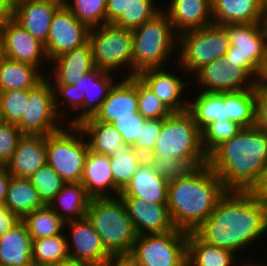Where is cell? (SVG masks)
I'll list each match as a JSON object with an SVG mask.
<instances>
[{"label":"cell","instance_id":"obj_61","mask_svg":"<svg viewBox=\"0 0 267 266\" xmlns=\"http://www.w3.org/2000/svg\"><path fill=\"white\" fill-rule=\"evenodd\" d=\"M265 14L267 15V0H261Z\"/></svg>","mask_w":267,"mask_h":266},{"label":"cell","instance_id":"obj_35","mask_svg":"<svg viewBox=\"0 0 267 266\" xmlns=\"http://www.w3.org/2000/svg\"><path fill=\"white\" fill-rule=\"evenodd\" d=\"M109 157L114 186L122 192L146 157L125 142L113 150Z\"/></svg>","mask_w":267,"mask_h":266},{"label":"cell","instance_id":"obj_19","mask_svg":"<svg viewBox=\"0 0 267 266\" xmlns=\"http://www.w3.org/2000/svg\"><path fill=\"white\" fill-rule=\"evenodd\" d=\"M62 5L63 0H28L12 10L11 18L45 44L52 19Z\"/></svg>","mask_w":267,"mask_h":266},{"label":"cell","instance_id":"obj_56","mask_svg":"<svg viewBox=\"0 0 267 266\" xmlns=\"http://www.w3.org/2000/svg\"><path fill=\"white\" fill-rule=\"evenodd\" d=\"M11 12L9 7L4 3V0H0V25L11 18Z\"/></svg>","mask_w":267,"mask_h":266},{"label":"cell","instance_id":"obj_37","mask_svg":"<svg viewBox=\"0 0 267 266\" xmlns=\"http://www.w3.org/2000/svg\"><path fill=\"white\" fill-rule=\"evenodd\" d=\"M21 221L26 225L32 240L65 233L66 222L49 205L30 212Z\"/></svg>","mask_w":267,"mask_h":266},{"label":"cell","instance_id":"obj_6","mask_svg":"<svg viewBox=\"0 0 267 266\" xmlns=\"http://www.w3.org/2000/svg\"><path fill=\"white\" fill-rule=\"evenodd\" d=\"M149 156H170L185 160H208L201 143V130L186 110L162 119L161 132Z\"/></svg>","mask_w":267,"mask_h":266},{"label":"cell","instance_id":"obj_10","mask_svg":"<svg viewBox=\"0 0 267 266\" xmlns=\"http://www.w3.org/2000/svg\"><path fill=\"white\" fill-rule=\"evenodd\" d=\"M89 43L92 48L95 67L112 72L120 67L129 68L133 76V33L114 23L90 28Z\"/></svg>","mask_w":267,"mask_h":266},{"label":"cell","instance_id":"obj_60","mask_svg":"<svg viewBox=\"0 0 267 266\" xmlns=\"http://www.w3.org/2000/svg\"><path fill=\"white\" fill-rule=\"evenodd\" d=\"M261 81L267 86V63L264 72L262 73Z\"/></svg>","mask_w":267,"mask_h":266},{"label":"cell","instance_id":"obj_46","mask_svg":"<svg viewBox=\"0 0 267 266\" xmlns=\"http://www.w3.org/2000/svg\"><path fill=\"white\" fill-rule=\"evenodd\" d=\"M162 119H147L141 128L140 137L132 146L146 158L152 153L161 132Z\"/></svg>","mask_w":267,"mask_h":266},{"label":"cell","instance_id":"obj_52","mask_svg":"<svg viewBox=\"0 0 267 266\" xmlns=\"http://www.w3.org/2000/svg\"><path fill=\"white\" fill-rule=\"evenodd\" d=\"M249 192L267 208V165L262 171L256 184L249 190Z\"/></svg>","mask_w":267,"mask_h":266},{"label":"cell","instance_id":"obj_12","mask_svg":"<svg viewBox=\"0 0 267 266\" xmlns=\"http://www.w3.org/2000/svg\"><path fill=\"white\" fill-rule=\"evenodd\" d=\"M50 80L46 76L30 89L25 112L17 125L22 135L46 137L62 128L60 123L63 122L54 106V92Z\"/></svg>","mask_w":267,"mask_h":266},{"label":"cell","instance_id":"obj_62","mask_svg":"<svg viewBox=\"0 0 267 266\" xmlns=\"http://www.w3.org/2000/svg\"><path fill=\"white\" fill-rule=\"evenodd\" d=\"M248 263H249V262L245 263L246 265H242V266H258V265H259V262L255 263V264L252 263V262L249 263V264H248Z\"/></svg>","mask_w":267,"mask_h":266},{"label":"cell","instance_id":"obj_42","mask_svg":"<svg viewBox=\"0 0 267 266\" xmlns=\"http://www.w3.org/2000/svg\"><path fill=\"white\" fill-rule=\"evenodd\" d=\"M242 127L231 120L211 122L201 130V143L208 157L223 142L236 135Z\"/></svg>","mask_w":267,"mask_h":266},{"label":"cell","instance_id":"obj_27","mask_svg":"<svg viewBox=\"0 0 267 266\" xmlns=\"http://www.w3.org/2000/svg\"><path fill=\"white\" fill-rule=\"evenodd\" d=\"M80 183L91 198L117 197L120 194L114 186L110 157L107 155L88 151Z\"/></svg>","mask_w":267,"mask_h":266},{"label":"cell","instance_id":"obj_45","mask_svg":"<svg viewBox=\"0 0 267 266\" xmlns=\"http://www.w3.org/2000/svg\"><path fill=\"white\" fill-rule=\"evenodd\" d=\"M137 96L138 112L145 119H164L172 113L138 77Z\"/></svg>","mask_w":267,"mask_h":266},{"label":"cell","instance_id":"obj_26","mask_svg":"<svg viewBox=\"0 0 267 266\" xmlns=\"http://www.w3.org/2000/svg\"><path fill=\"white\" fill-rule=\"evenodd\" d=\"M215 24L266 23L261 0H211Z\"/></svg>","mask_w":267,"mask_h":266},{"label":"cell","instance_id":"obj_53","mask_svg":"<svg viewBox=\"0 0 267 266\" xmlns=\"http://www.w3.org/2000/svg\"><path fill=\"white\" fill-rule=\"evenodd\" d=\"M18 221L19 219L4 204H0V236Z\"/></svg>","mask_w":267,"mask_h":266},{"label":"cell","instance_id":"obj_9","mask_svg":"<svg viewBox=\"0 0 267 266\" xmlns=\"http://www.w3.org/2000/svg\"><path fill=\"white\" fill-rule=\"evenodd\" d=\"M229 50L227 62L245 68L257 81L261 80L267 63V22L227 24Z\"/></svg>","mask_w":267,"mask_h":266},{"label":"cell","instance_id":"obj_22","mask_svg":"<svg viewBox=\"0 0 267 266\" xmlns=\"http://www.w3.org/2000/svg\"><path fill=\"white\" fill-rule=\"evenodd\" d=\"M162 10L178 36L213 23L211 0H170Z\"/></svg>","mask_w":267,"mask_h":266},{"label":"cell","instance_id":"obj_50","mask_svg":"<svg viewBox=\"0 0 267 266\" xmlns=\"http://www.w3.org/2000/svg\"><path fill=\"white\" fill-rule=\"evenodd\" d=\"M256 126L267 133V86L261 80L256 84Z\"/></svg>","mask_w":267,"mask_h":266},{"label":"cell","instance_id":"obj_44","mask_svg":"<svg viewBox=\"0 0 267 266\" xmlns=\"http://www.w3.org/2000/svg\"><path fill=\"white\" fill-rule=\"evenodd\" d=\"M30 89L0 92L1 112L4 122L18 125L23 117Z\"/></svg>","mask_w":267,"mask_h":266},{"label":"cell","instance_id":"obj_11","mask_svg":"<svg viewBox=\"0 0 267 266\" xmlns=\"http://www.w3.org/2000/svg\"><path fill=\"white\" fill-rule=\"evenodd\" d=\"M189 232L138 235L130 256L138 266H187Z\"/></svg>","mask_w":267,"mask_h":266},{"label":"cell","instance_id":"obj_48","mask_svg":"<svg viewBox=\"0 0 267 266\" xmlns=\"http://www.w3.org/2000/svg\"><path fill=\"white\" fill-rule=\"evenodd\" d=\"M22 133L16 125L0 123V164L6 165L17 148Z\"/></svg>","mask_w":267,"mask_h":266},{"label":"cell","instance_id":"obj_5","mask_svg":"<svg viewBox=\"0 0 267 266\" xmlns=\"http://www.w3.org/2000/svg\"><path fill=\"white\" fill-rule=\"evenodd\" d=\"M132 33L133 76L145 69L165 68L167 59L178 46V36L167 14L161 10L151 20L133 29Z\"/></svg>","mask_w":267,"mask_h":266},{"label":"cell","instance_id":"obj_34","mask_svg":"<svg viewBox=\"0 0 267 266\" xmlns=\"http://www.w3.org/2000/svg\"><path fill=\"white\" fill-rule=\"evenodd\" d=\"M236 255L233 251L213 247L189 232L187 266H232L236 264Z\"/></svg>","mask_w":267,"mask_h":266},{"label":"cell","instance_id":"obj_55","mask_svg":"<svg viewBox=\"0 0 267 266\" xmlns=\"http://www.w3.org/2000/svg\"><path fill=\"white\" fill-rule=\"evenodd\" d=\"M11 175L7 170L6 165L0 164V204L5 203L7 187L10 181Z\"/></svg>","mask_w":267,"mask_h":266},{"label":"cell","instance_id":"obj_63","mask_svg":"<svg viewBox=\"0 0 267 266\" xmlns=\"http://www.w3.org/2000/svg\"><path fill=\"white\" fill-rule=\"evenodd\" d=\"M4 122L2 112H1V100H0V123Z\"/></svg>","mask_w":267,"mask_h":266},{"label":"cell","instance_id":"obj_14","mask_svg":"<svg viewBox=\"0 0 267 266\" xmlns=\"http://www.w3.org/2000/svg\"><path fill=\"white\" fill-rule=\"evenodd\" d=\"M89 33L90 28L80 22L63 4L52 19L48 39L44 44L49 62L87 44Z\"/></svg>","mask_w":267,"mask_h":266},{"label":"cell","instance_id":"obj_33","mask_svg":"<svg viewBox=\"0 0 267 266\" xmlns=\"http://www.w3.org/2000/svg\"><path fill=\"white\" fill-rule=\"evenodd\" d=\"M77 126L86 136L89 151L93 153L109 156L113 150L124 143L122 135L111 123L83 120Z\"/></svg>","mask_w":267,"mask_h":266},{"label":"cell","instance_id":"obj_7","mask_svg":"<svg viewBox=\"0 0 267 266\" xmlns=\"http://www.w3.org/2000/svg\"><path fill=\"white\" fill-rule=\"evenodd\" d=\"M177 43L178 65L187 75L191 72L195 74L218 58H224L230 46L226 25L215 23L181 34Z\"/></svg>","mask_w":267,"mask_h":266},{"label":"cell","instance_id":"obj_47","mask_svg":"<svg viewBox=\"0 0 267 266\" xmlns=\"http://www.w3.org/2000/svg\"><path fill=\"white\" fill-rule=\"evenodd\" d=\"M145 119L139 112L135 116L119 117L111 122V124L122 135L125 143L133 146L136 140L140 137L141 128Z\"/></svg>","mask_w":267,"mask_h":266},{"label":"cell","instance_id":"obj_59","mask_svg":"<svg viewBox=\"0 0 267 266\" xmlns=\"http://www.w3.org/2000/svg\"><path fill=\"white\" fill-rule=\"evenodd\" d=\"M4 58V54H3V39H2V34L0 31V62L1 60Z\"/></svg>","mask_w":267,"mask_h":266},{"label":"cell","instance_id":"obj_25","mask_svg":"<svg viewBox=\"0 0 267 266\" xmlns=\"http://www.w3.org/2000/svg\"><path fill=\"white\" fill-rule=\"evenodd\" d=\"M50 64H53L50 67L52 73L49 74L52 75V85H75L86 73L96 68L89 42L56 57Z\"/></svg>","mask_w":267,"mask_h":266},{"label":"cell","instance_id":"obj_38","mask_svg":"<svg viewBox=\"0 0 267 266\" xmlns=\"http://www.w3.org/2000/svg\"><path fill=\"white\" fill-rule=\"evenodd\" d=\"M67 234L32 240L33 265H56L70 262Z\"/></svg>","mask_w":267,"mask_h":266},{"label":"cell","instance_id":"obj_16","mask_svg":"<svg viewBox=\"0 0 267 266\" xmlns=\"http://www.w3.org/2000/svg\"><path fill=\"white\" fill-rule=\"evenodd\" d=\"M66 226L70 229L68 233L71 235V241H67L71 262L103 265L111 256L105 249L100 235L86 217L67 221Z\"/></svg>","mask_w":267,"mask_h":266},{"label":"cell","instance_id":"obj_58","mask_svg":"<svg viewBox=\"0 0 267 266\" xmlns=\"http://www.w3.org/2000/svg\"><path fill=\"white\" fill-rule=\"evenodd\" d=\"M59 266H102L94 263H82V262H67L64 264H60Z\"/></svg>","mask_w":267,"mask_h":266},{"label":"cell","instance_id":"obj_31","mask_svg":"<svg viewBox=\"0 0 267 266\" xmlns=\"http://www.w3.org/2000/svg\"><path fill=\"white\" fill-rule=\"evenodd\" d=\"M4 205L19 220L30 212L45 206L29 178L15 176L10 178Z\"/></svg>","mask_w":267,"mask_h":266},{"label":"cell","instance_id":"obj_36","mask_svg":"<svg viewBox=\"0 0 267 266\" xmlns=\"http://www.w3.org/2000/svg\"><path fill=\"white\" fill-rule=\"evenodd\" d=\"M226 111L242 128L256 126V89L226 92Z\"/></svg>","mask_w":267,"mask_h":266},{"label":"cell","instance_id":"obj_21","mask_svg":"<svg viewBox=\"0 0 267 266\" xmlns=\"http://www.w3.org/2000/svg\"><path fill=\"white\" fill-rule=\"evenodd\" d=\"M163 68H150L141 71L137 77L162 101L171 112L187 110L188 101L182 100L187 83L175 73ZM186 84V85H185ZM183 101V102H182Z\"/></svg>","mask_w":267,"mask_h":266},{"label":"cell","instance_id":"obj_3","mask_svg":"<svg viewBox=\"0 0 267 266\" xmlns=\"http://www.w3.org/2000/svg\"><path fill=\"white\" fill-rule=\"evenodd\" d=\"M227 192L208 164L189 175L168 182L167 206L177 229L194 232L212 213Z\"/></svg>","mask_w":267,"mask_h":266},{"label":"cell","instance_id":"obj_20","mask_svg":"<svg viewBox=\"0 0 267 266\" xmlns=\"http://www.w3.org/2000/svg\"><path fill=\"white\" fill-rule=\"evenodd\" d=\"M137 112V76L123 77L114 84L96 114L85 120L111 123L119 117L135 116Z\"/></svg>","mask_w":267,"mask_h":266},{"label":"cell","instance_id":"obj_24","mask_svg":"<svg viewBox=\"0 0 267 266\" xmlns=\"http://www.w3.org/2000/svg\"><path fill=\"white\" fill-rule=\"evenodd\" d=\"M168 182L145 158L119 197H136L148 203L167 204Z\"/></svg>","mask_w":267,"mask_h":266},{"label":"cell","instance_id":"obj_40","mask_svg":"<svg viewBox=\"0 0 267 266\" xmlns=\"http://www.w3.org/2000/svg\"><path fill=\"white\" fill-rule=\"evenodd\" d=\"M106 3L107 0H63L72 14L89 28L106 23Z\"/></svg>","mask_w":267,"mask_h":266},{"label":"cell","instance_id":"obj_64","mask_svg":"<svg viewBox=\"0 0 267 266\" xmlns=\"http://www.w3.org/2000/svg\"><path fill=\"white\" fill-rule=\"evenodd\" d=\"M33 266H56V265H33Z\"/></svg>","mask_w":267,"mask_h":266},{"label":"cell","instance_id":"obj_4","mask_svg":"<svg viewBox=\"0 0 267 266\" xmlns=\"http://www.w3.org/2000/svg\"><path fill=\"white\" fill-rule=\"evenodd\" d=\"M86 218L111 255H130L138 234L119 196L91 198Z\"/></svg>","mask_w":267,"mask_h":266},{"label":"cell","instance_id":"obj_17","mask_svg":"<svg viewBox=\"0 0 267 266\" xmlns=\"http://www.w3.org/2000/svg\"><path fill=\"white\" fill-rule=\"evenodd\" d=\"M115 77L112 72L95 68L75 83L76 88L80 91V109L77 111L79 114L67 122L70 125H77L81 121L93 117L117 82Z\"/></svg>","mask_w":267,"mask_h":266},{"label":"cell","instance_id":"obj_54","mask_svg":"<svg viewBox=\"0 0 267 266\" xmlns=\"http://www.w3.org/2000/svg\"><path fill=\"white\" fill-rule=\"evenodd\" d=\"M102 266H138L130 255H111Z\"/></svg>","mask_w":267,"mask_h":266},{"label":"cell","instance_id":"obj_32","mask_svg":"<svg viewBox=\"0 0 267 266\" xmlns=\"http://www.w3.org/2000/svg\"><path fill=\"white\" fill-rule=\"evenodd\" d=\"M90 199L81 183H66L49 206L67 222L86 217Z\"/></svg>","mask_w":267,"mask_h":266},{"label":"cell","instance_id":"obj_43","mask_svg":"<svg viewBox=\"0 0 267 266\" xmlns=\"http://www.w3.org/2000/svg\"><path fill=\"white\" fill-rule=\"evenodd\" d=\"M155 4L154 0H137L122 12L114 24L131 30L140 27L162 10L163 7L157 8L159 6Z\"/></svg>","mask_w":267,"mask_h":266},{"label":"cell","instance_id":"obj_13","mask_svg":"<svg viewBox=\"0 0 267 266\" xmlns=\"http://www.w3.org/2000/svg\"><path fill=\"white\" fill-rule=\"evenodd\" d=\"M197 83L201 91L224 93L244 89H256L257 80L243 67L218 58L208 63L196 73ZM252 80V81H251Z\"/></svg>","mask_w":267,"mask_h":266},{"label":"cell","instance_id":"obj_30","mask_svg":"<svg viewBox=\"0 0 267 266\" xmlns=\"http://www.w3.org/2000/svg\"><path fill=\"white\" fill-rule=\"evenodd\" d=\"M193 101L188 100L187 111L193 117L200 130L211 122L229 121L226 111V92H204L195 96Z\"/></svg>","mask_w":267,"mask_h":266},{"label":"cell","instance_id":"obj_28","mask_svg":"<svg viewBox=\"0 0 267 266\" xmlns=\"http://www.w3.org/2000/svg\"><path fill=\"white\" fill-rule=\"evenodd\" d=\"M0 264L33 266L32 238L21 220L0 236Z\"/></svg>","mask_w":267,"mask_h":266},{"label":"cell","instance_id":"obj_41","mask_svg":"<svg viewBox=\"0 0 267 266\" xmlns=\"http://www.w3.org/2000/svg\"><path fill=\"white\" fill-rule=\"evenodd\" d=\"M29 180L45 205H49L66 184L48 163L38 169Z\"/></svg>","mask_w":267,"mask_h":266},{"label":"cell","instance_id":"obj_18","mask_svg":"<svg viewBox=\"0 0 267 266\" xmlns=\"http://www.w3.org/2000/svg\"><path fill=\"white\" fill-rule=\"evenodd\" d=\"M138 235L174 230L167 204L148 203L136 197H120Z\"/></svg>","mask_w":267,"mask_h":266},{"label":"cell","instance_id":"obj_57","mask_svg":"<svg viewBox=\"0 0 267 266\" xmlns=\"http://www.w3.org/2000/svg\"><path fill=\"white\" fill-rule=\"evenodd\" d=\"M28 0H4V3L9 7V9L12 11L14 8L19 6L20 4L25 3Z\"/></svg>","mask_w":267,"mask_h":266},{"label":"cell","instance_id":"obj_15","mask_svg":"<svg viewBox=\"0 0 267 266\" xmlns=\"http://www.w3.org/2000/svg\"><path fill=\"white\" fill-rule=\"evenodd\" d=\"M3 39V54L13 61L31 64L44 74L40 64L49 63L45 45L34 38L26 29L21 27L12 18L0 25ZM43 59L45 61H43Z\"/></svg>","mask_w":267,"mask_h":266},{"label":"cell","instance_id":"obj_8","mask_svg":"<svg viewBox=\"0 0 267 266\" xmlns=\"http://www.w3.org/2000/svg\"><path fill=\"white\" fill-rule=\"evenodd\" d=\"M62 126L46 136L47 163L66 183H80L89 151L88 143L77 125ZM64 126L69 128L65 130Z\"/></svg>","mask_w":267,"mask_h":266},{"label":"cell","instance_id":"obj_29","mask_svg":"<svg viewBox=\"0 0 267 266\" xmlns=\"http://www.w3.org/2000/svg\"><path fill=\"white\" fill-rule=\"evenodd\" d=\"M45 77L46 74L31 64L5 57L0 62V92L32 89Z\"/></svg>","mask_w":267,"mask_h":266},{"label":"cell","instance_id":"obj_1","mask_svg":"<svg viewBox=\"0 0 267 266\" xmlns=\"http://www.w3.org/2000/svg\"><path fill=\"white\" fill-rule=\"evenodd\" d=\"M193 233L213 247L237 254L267 233V208L249 191H227Z\"/></svg>","mask_w":267,"mask_h":266},{"label":"cell","instance_id":"obj_51","mask_svg":"<svg viewBox=\"0 0 267 266\" xmlns=\"http://www.w3.org/2000/svg\"><path fill=\"white\" fill-rule=\"evenodd\" d=\"M137 0H107L106 23H114L127 7Z\"/></svg>","mask_w":267,"mask_h":266},{"label":"cell","instance_id":"obj_2","mask_svg":"<svg viewBox=\"0 0 267 266\" xmlns=\"http://www.w3.org/2000/svg\"><path fill=\"white\" fill-rule=\"evenodd\" d=\"M207 164L227 191H249L267 165V133L242 128L209 156Z\"/></svg>","mask_w":267,"mask_h":266},{"label":"cell","instance_id":"obj_39","mask_svg":"<svg viewBox=\"0 0 267 266\" xmlns=\"http://www.w3.org/2000/svg\"><path fill=\"white\" fill-rule=\"evenodd\" d=\"M153 169L167 182L189 175L197 167L207 164L208 160H185L166 156H148Z\"/></svg>","mask_w":267,"mask_h":266},{"label":"cell","instance_id":"obj_49","mask_svg":"<svg viewBox=\"0 0 267 266\" xmlns=\"http://www.w3.org/2000/svg\"><path fill=\"white\" fill-rule=\"evenodd\" d=\"M52 87L54 92V106L57 111V114L61 118H63V115H65V112L62 110L61 107L62 104L64 105V103L65 108L69 105L71 110L73 111L76 110L77 112V110L80 109V91L78 90V88H76L75 85H52ZM59 97L62 99V101L59 99Z\"/></svg>","mask_w":267,"mask_h":266},{"label":"cell","instance_id":"obj_23","mask_svg":"<svg viewBox=\"0 0 267 266\" xmlns=\"http://www.w3.org/2000/svg\"><path fill=\"white\" fill-rule=\"evenodd\" d=\"M46 163V137L23 135L6 167L11 176L30 178Z\"/></svg>","mask_w":267,"mask_h":266}]
</instances>
